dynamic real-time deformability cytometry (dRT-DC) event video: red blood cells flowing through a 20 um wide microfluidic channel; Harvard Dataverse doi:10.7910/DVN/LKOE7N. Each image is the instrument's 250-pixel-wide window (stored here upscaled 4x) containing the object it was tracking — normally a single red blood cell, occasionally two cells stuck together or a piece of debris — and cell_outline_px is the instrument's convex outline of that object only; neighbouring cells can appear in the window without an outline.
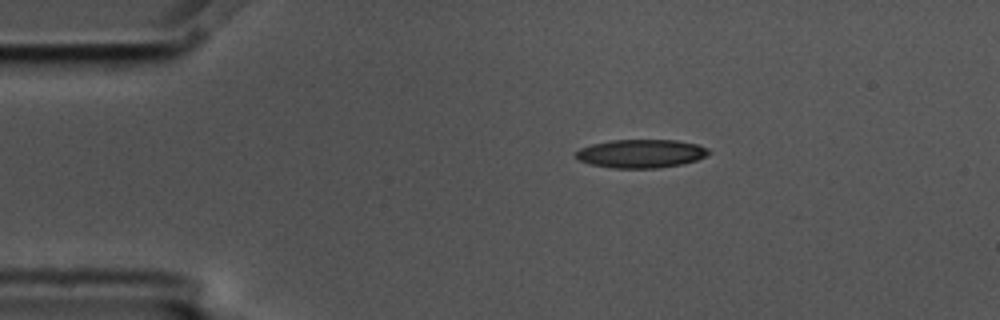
{"species": "common noctule bat (a hibernating species)", "species_latin": "Nyctalus noctula", "temperature_condition": "cold", "stored_images_in_passage": 5, "camera_frame_rate_fps": 3000, "um_per_image_px": 0.085, "animal": {"sex": "male", "body_mass_g": 17.5, "forearm_length_mm": 52.3}, "frame": {"image": 1, "passage_image": 1, "time_ms": 0.0, "image_size_px": [1000, 320], "cell_outline_px": [[712, 152], [696, 160], [680, 164], [660, 168], [612, 168], [588, 164], [572, 156], [580, 148], [592, 144], [612, 140], [676, 140], [696, 144], [708, 148]], "centroid_in_image_um": [54.45, 13.06], "position_along_channel_um": 30.5, "area_um2": 22.08}}
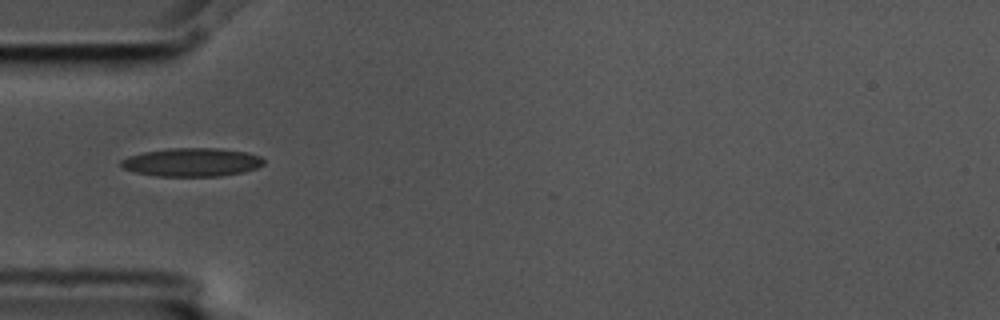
{"frame": {"image": 2, "passage_image": 3, "time_ms": 0.667, "image_size_px": [1000, 320], "cell_outline_px": [[264, 164], [256, 168], [244, 172], [220, 176], [156, 176], [136, 172], [124, 168], [120, 164], [120, 160], [128, 156], [144, 152], [168, 148], [220, 148], [248, 152], [260, 156], [264, 160]], "centroid_in_image_um": [16.33, 13.78], "position_along_channel_um": 68.7, "area_um2": 23.76}}